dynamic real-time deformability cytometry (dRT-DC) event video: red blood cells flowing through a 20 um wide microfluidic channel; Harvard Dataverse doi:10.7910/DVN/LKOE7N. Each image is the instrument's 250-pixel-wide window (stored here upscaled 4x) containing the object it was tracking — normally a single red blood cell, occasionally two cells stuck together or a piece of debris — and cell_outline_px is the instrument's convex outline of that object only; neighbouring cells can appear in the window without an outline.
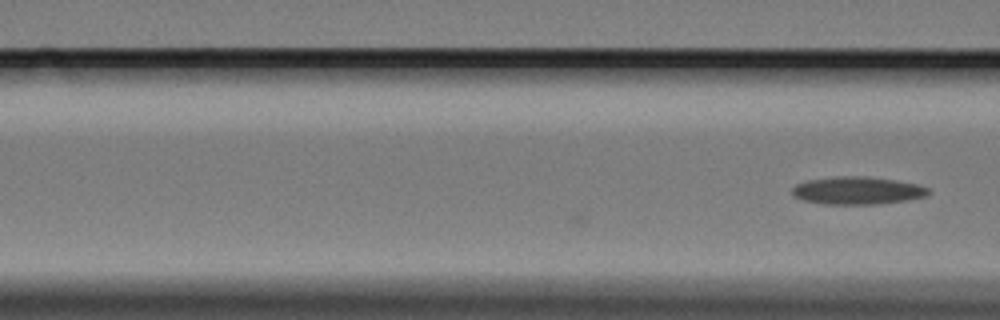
{"species": "Egyptian fruit bat (a non-hibernating species)", "species_latin": "Rousettus aegyptiacus", "temperature_condition": "cold", "stored_images_in_passage": 3, "camera_frame_rate_fps": 3000, "um_per_image_px": 0.085, "animal": {"sex": "female"}, "frame": {"image": 1, "passage_image": 3, "time_ms": 0.667, "image_size_px": [1000, 320], "cell_outline_px": [[928, 192], [924, 196], [908, 200], [876, 204], [824, 204], [804, 200], [792, 196], [792, 188], [796, 184], [808, 180], [840, 176], [868, 176], [896, 180], [916, 184], [928, 188]], "centroid_in_image_um": [72.84, 16.19], "position_along_channel_um": 93.8, "area_um2": 21.85}}